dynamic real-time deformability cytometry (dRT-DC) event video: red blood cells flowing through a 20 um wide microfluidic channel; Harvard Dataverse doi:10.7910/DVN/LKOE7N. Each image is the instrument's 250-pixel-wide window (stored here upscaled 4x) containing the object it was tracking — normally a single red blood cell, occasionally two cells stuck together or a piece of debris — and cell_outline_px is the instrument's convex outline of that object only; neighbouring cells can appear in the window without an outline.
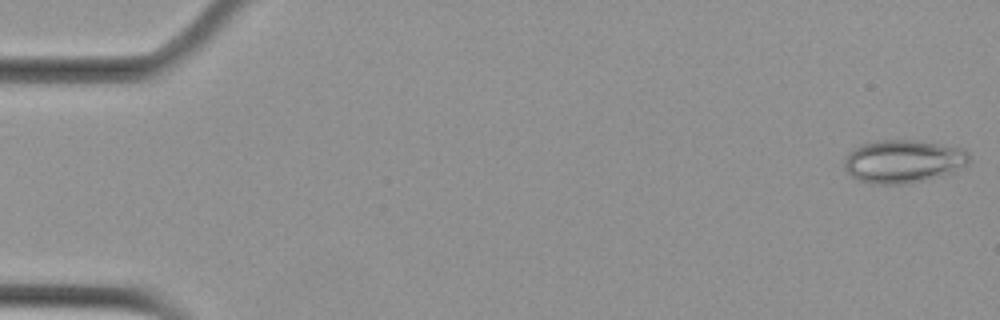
{"species": "Egyptian fruit bat (a non-hibernating species)", "species_latin": "Rousettus aegyptiacus", "temperature_condition": "cold", "stored_images_in_passage": 56, "camera_frame_rate_fps": 3000, "um_per_image_px": 0.085, "animal": {"sex": "female"}, "frame": {"image": 1, "passage_image": 1, "time_ms": 0.0, "image_size_px": [1000, 320], "cell_outline_px": [[972, 160], [968, 164], [924, 180], [904, 184], [872, 184], [860, 180], [852, 176], [844, 168], [844, 160], [848, 152], [860, 144], [876, 140], [916, 140], [964, 148], [968, 152]], "centroid_in_image_um": [76.74, 13.69], "position_along_channel_um": 8.3, "area_um2": 31.21}}
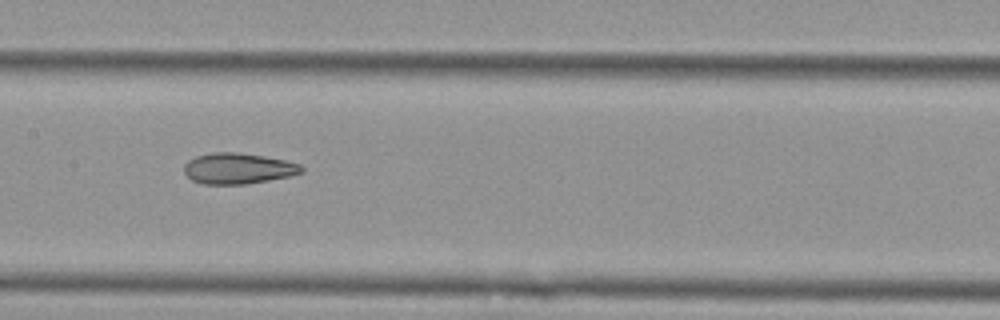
{"frame": {"image": 2, "passage_image": 28, "time_ms": 9.0, "image_size_px": [1000, 320], "cell_outline_px": [[304, 172], [292, 176], [244, 184], [204, 184], [192, 180], [184, 172], [184, 164], [188, 160], [196, 156], [212, 152], [236, 152], [264, 156], [284, 160], [300, 164], [304, 168]], "centroid_in_image_um": [20.25, 14.31], "position_along_channel_um": 187.2, "area_um2": 21.15}}
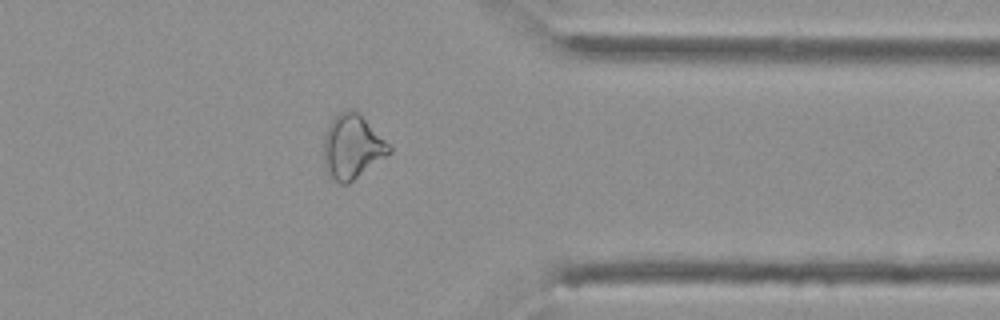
{"frame": {"image": 3, "passage_image": 45, "time_ms": 14.667, "image_size_px": [1000, 320], "cell_outline_px": [[392, 152], [348, 184], [340, 184], [328, 176], [324, 168], [324, 136], [328, 124], [340, 112], [348, 108], [352, 108], [392, 148]], "centroid_in_image_um": [29.89, 12.51], "position_along_channel_um": 381.5, "area_um2": 24.16}, "authors_computed_cell_mechanics": {"area_um2": 25.1141, "velocity_mm_per_s": 3.5886, "shape_relaxation_time_tau1_ms": null, "shape_relaxation_time_tau2_ms": 5.744, "deformation_change_tau1": null, "deformation_change_tau2": 0.1534}}